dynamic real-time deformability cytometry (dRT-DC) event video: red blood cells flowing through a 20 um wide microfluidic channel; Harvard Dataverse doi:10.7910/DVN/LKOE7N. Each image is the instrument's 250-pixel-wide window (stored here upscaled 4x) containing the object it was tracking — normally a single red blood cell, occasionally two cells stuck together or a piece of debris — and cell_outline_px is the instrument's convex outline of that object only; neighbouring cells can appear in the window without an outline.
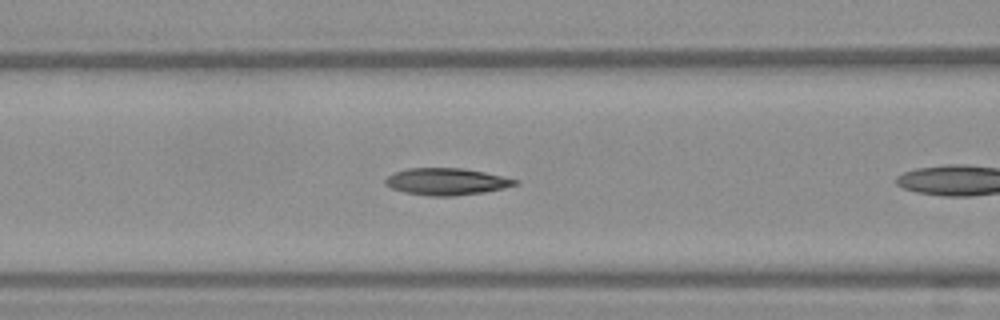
{"species": "Egyptian fruit bat (a non-hibernating species)", "species_latin": "Rousettus aegyptiacus", "temperature_condition": "warm", "stored_images_in_passage": 9, "camera_frame_rate_fps": 3000, "um_per_image_px": 0.085, "frame": {"image": 1, "passage_image": 8, "time_ms": 2.333, "image_size_px": [1000, 320], "cell_outline_px": [[520, 184], [504, 188], [484, 192], [452, 196], [428, 196], [404, 192], [392, 188], [384, 184], [384, 180], [388, 176], [396, 172], [408, 168], [460, 168], [484, 172], [520, 180]], "centroid_in_image_um": [37.97, 15.44], "position_along_channel_um": 128.6, "area_um2": 20.35}}